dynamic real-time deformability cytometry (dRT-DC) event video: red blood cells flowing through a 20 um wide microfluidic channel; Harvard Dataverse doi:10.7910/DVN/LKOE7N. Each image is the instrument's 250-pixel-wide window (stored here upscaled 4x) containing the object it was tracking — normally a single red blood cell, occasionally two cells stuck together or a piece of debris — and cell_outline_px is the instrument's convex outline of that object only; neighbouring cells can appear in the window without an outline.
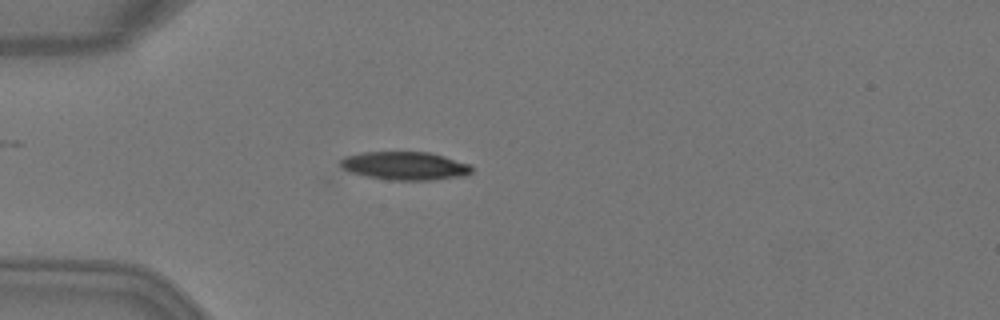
{"species": "Egyptian fruit bat (a non-hibernating species)", "species_latin": "Rousettus aegyptiacus", "temperature_condition": "warm", "stored_images_in_passage": 5, "camera_frame_rate_fps": 3000, "um_per_image_px": 0.085, "animal": {"sex": "female"}, "frame": {"image": 1, "passage_image": 5, "time_ms": 1.333, "image_size_px": [1000, 320], "cell_outline_px": [[472, 172], [468, 176], [432, 180], [392, 180], [368, 176], [348, 172], [340, 168], [340, 160], [344, 156], [360, 152], [428, 152], [444, 156], [468, 164], [472, 168]], "centroid_in_image_um": [34.39, 14.1], "position_along_channel_um": 50.6, "area_um2": 21.79}}